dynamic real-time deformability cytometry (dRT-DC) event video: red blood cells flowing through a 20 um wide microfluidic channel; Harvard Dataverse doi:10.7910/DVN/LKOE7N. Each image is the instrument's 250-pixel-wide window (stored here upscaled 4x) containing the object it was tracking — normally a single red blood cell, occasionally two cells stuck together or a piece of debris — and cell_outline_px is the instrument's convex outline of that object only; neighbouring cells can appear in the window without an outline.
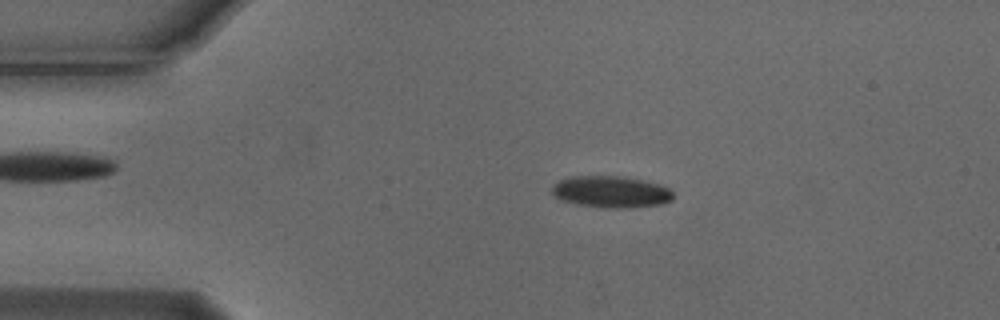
{"species": "Egyptian fruit bat (a non-hibernating species)", "species_latin": "Rousettus aegyptiacus", "temperature_condition": "cold", "stored_images_in_passage": 4, "camera_frame_rate_fps": 3000, "um_per_image_px": 0.085, "animal": {"sex": "male"}, "frame": {"image": 1, "passage_image": 2, "time_ms": 0.333, "image_size_px": [1000, 320], "cell_outline_px": [[672, 200], [664, 204], [632, 208], [604, 208], [580, 204], [564, 200], [556, 196], [552, 192], [552, 188], [560, 180], [568, 176], [616, 176], [640, 180], [660, 184], [668, 188], [672, 192]], "centroid_in_image_um": [51.98, 16.31], "position_along_channel_um": 33.0, "area_um2": 22.14}}
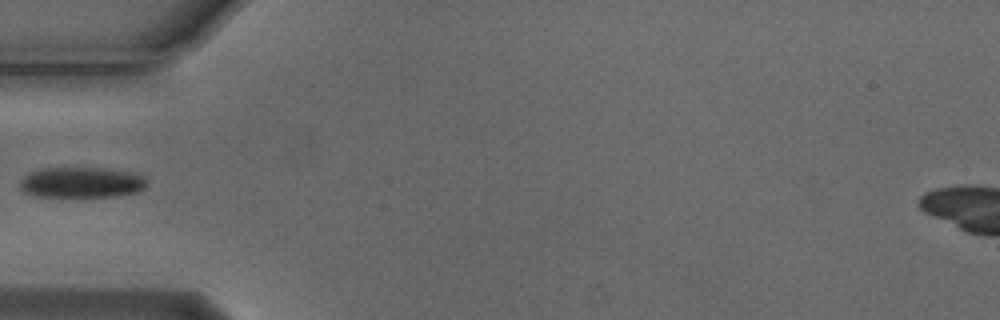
{"frame": {"image": 2, "passage_image": 4, "time_ms": 1.0, "image_size_px": [1000, 320], "cell_outline_px": [[148, 184], [144, 188], [136, 192], [120, 196], [32, 196], [24, 192], [20, 188], [20, 180], [24, 176], [40, 168], [104, 168], [128, 172], [144, 176]], "centroid_in_image_um": [6.92, 15.51], "position_along_channel_um": 78.1, "area_um2": 22.6}}